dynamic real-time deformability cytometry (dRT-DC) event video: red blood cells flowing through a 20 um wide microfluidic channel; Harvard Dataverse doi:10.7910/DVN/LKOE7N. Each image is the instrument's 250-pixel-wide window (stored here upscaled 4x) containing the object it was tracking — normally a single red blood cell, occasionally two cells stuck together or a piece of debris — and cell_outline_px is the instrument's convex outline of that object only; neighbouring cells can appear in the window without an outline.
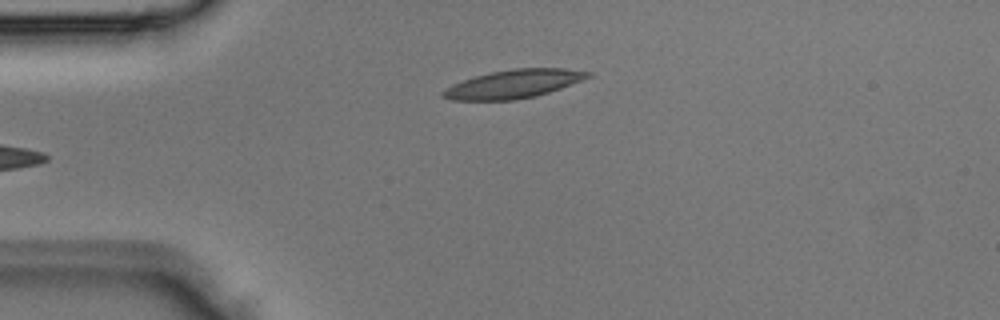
{"species": "Egyptian fruit bat (a non-hibernating species)", "species_latin": "Rousettus aegyptiacus", "temperature_condition": "room temperature", "stored_images_in_passage": 4, "camera_frame_rate_fps": 3000, "um_per_image_px": 0.085, "animal": {"sex": "male"}, "frame": {"image": 1, "passage_image": 4, "time_ms": 1.0, "image_size_px": [1000, 320], "cell_outline_px": [[592, 76], [560, 88], [536, 96], [516, 100], [452, 100], [440, 96], [440, 92], [452, 84], [476, 76], [492, 72], [516, 68], [564, 68], [592, 72]], "centroid_in_image_um": [43.64, 7.14], "position_along_channel_um": 41.4, "area_um2": 23.87}}